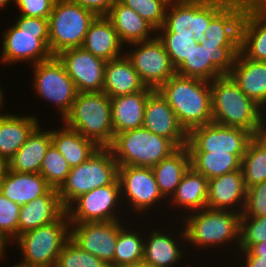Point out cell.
Here are the masks:
<instances>
[{"label": "cell", "instance_id": "db71d44e", "mask_svg": "<svg viewBox=\"0 0 266 267\" xmlns=\"http://www.w3.org/2000/svg\"><path fill=\"white\" fill-rule=\"evenodd\" d=\"M229 2H238L247 6H255L260 0H228Z\"/></svg>", "mask_w": 266, "mask_h": 267}, {"label": "cell", "instance_id": "681fc988", "mask_svg": "<svg viewBox=\"0 0 266 267\" xmlns=\"http://www.w3.org/2000/svg\"><path fill=\"white\" fill-rule=\"evenodd\" d=\"M244 266L245 267H266V254L261 256H245Z\"/></svg>", "mask_w": 266, "mask_h": 267}, {"label": "cell", "instance_id": "836d02e7", "mask_svg": "<svg viewBox=\"0 0 266 267\" xmlns=\"http://www.w3.org/2000/svg\"><path fill=\"white\" fill-rule=\"evenodd\" d=\"M178 244L172 235L152 230L144 241L143 263L150 267H174L184 255Z\"/></svg>", "mask_w": 266, "mask_h": 267}, {"label": "cell", "instance_id": "f6af8a7d", "mask_svg": "<svg viewBox=\"0 0 266 267\" xmlns=\"http://www.w3.org/2000/svg\"><path fill=\"white\" fill-rule=\"evenodd\" d=\"M262 242H266V217H247L242 214L239 250H249Z\"/></svg>", "mask_w": 266, "mask_h": 267}, {"label": "cell", "instance_id": "c3c4849f", "mask_svg": "<svg viewBox=\"0 0 266 267\" xmlns=\"http://www.w3.org/2000/svg\"><path fill=\"white\" fill-rule=\"evenodd\" d=\"M85 9L94 12L97 16H106L117 0H69Z\"/></svg>", "mask_w": 266, "mask_h": 267}, {"label": "cell", "instance_id": "9c48e42d", "mask_svg": "<svg viewBox=\"0 0 266 267\" xmlns=\"http://www.w3.org/2000/svg\"><path fill=\"white\" fill-rule=\"evenodd\" d=\"M97 15L69 0H56L48 18L49 49L53 56L82 47L90 24Z\"/></svg>", "mask_w": 266, "mask_h": 267}, {"label": "cell", "instance_id": "74e56055", "mask_svg": "<svg viewBox=\"0 0 266 267\" xmlns=\"http://www.w3.org/2000/svg\"><path fill=\"white\" fill-rule=\"evenodd\" d=\"M158 39L163 43L172 65L177 69L190 55L199 42L194 38L193 30L157 31ZM161 34V35H160Z\"/></svg>", "mask_w": 266, "mask_h": 267}, {"label": "cell", "instance_id": "d6a6232c", "mask_svg": "<svg viewBox=\"0 0 266 267\" xmlns=\"http://www.w3.org/2000/svg\"><path fill=\"white\" fill-rule=\"evenodd\" d=\"M208 199V179L191 166L183 175L181 182L171 197L170 203L191 212L204 209Z\"/></svg>", "mask_w": 266, "mask_h": 267}, {"label": "cell", "instance_id": "7bdbcfd3", "mask_svg": "<svg viewBox=\"0 0 266 267\" xmlns=\"http://www.w3.org/2000/svg\"><path fill=\"white\" fill-rule=\"evenodd\" d=\"M191 17H193V0L170 1L163 26L157 31L187 30L190 27Z\"/></svg>", "mask_w": 266, "mask_h": 267}, {"label": "cell", "instance_id": "1f68e13d", "mask_svg": "<svg viewBox=\"0 0 266 267\" xmlns=\"http://www.w3.org/2000/svg\"><path fill=\"white\" fill-rule=\"evenodd\" d=\"M189 167L190 154L186 146L178 148L152 167L156 183L165 199L170 195L172 197Z\"/></svg>", "mask_w": 266, "mask_h": 267}, {"label": "cell", "instance_id": "9a60e30c", "mask_svg": "<svg viewBox=\"0 0 266 267\" xmlns=\"http://www.w3.org/2000/svg\"><path fill=\"white\" fill-rule=\"evenodd\" d=\"M122 223L118 220L71 223L70 238L81 249L103 260L109 266L114 261Z\"/></svg>", "mask_w": 266, "mask_h": 267}, {"label": "cell", "instance_id": "ffe728a7", "mask_svg": "<svg viewBox=\"0 0 266 267\" xmlns=\"http://www.w3.org/2000/svg\"><path fill=\"white\" fill-rule=\"evenodd\" d=\"M229 76L249 99L266 111V62L250 60L239 52Z\"/></svg>", "mask_w": 266, "mask_h": 267}, {"label": "cell", "instance_id": "52a82bcc", "mask_svg": "<svg viewBox=\"0 0 266 267\" xmlns=\"http://www.w3.org/2000/svg\"><path fill=\"white\" fill-rule=\"evenodd\" d=\"M118 163L108 147H99L82 164L72 167L66 181L58 189L66 209L79 196L101 186L112 184L118 178Z\"/></svg>", "mask_w": 266, "mask_h": 267}, {"label": "cell", "instance_id": "f546056e", "mask_svg": "<svg viewBox=\"0 0 266 267\" xmlns=\"http://www.w3.org/2000/svg\"><path fill=\"white\" fill-rule=\"evenodd\" d=\"M38 125L26 139L23 146L8 162V169L14 172L39 173L47 149L52 144L51 130L42 131Z\"/></svg>", "mask_w": 266, "mask_h": 267}, {"label": "cell", "instance_id": "8d00e7d4", "mask_svg": "<svg viewBox=\"0 0 266 267\" xmlns=\"http://www.w3.org/2000/svg\"><path fill=\"white\" fill-rule=\"evenodd\" d=\"M132 231L130 229L126 230L125 225L119 230L114 261L109 267L134 265L143 262L145 239L141 237L139 232Z\"/></svg>", "mask_w": 266, "mask_h": 267}, {"label": "cell", "instance_id": "e575fe53", "mask_svg": "<svg viewBox=\"0 0 266 267\" xmlns=\"http://www.w3.org/2000/svg\"><path fill=\"white\" fill-rule=\"evenodd\" d=\"M241 171L246 188L266 181V133L253 136L248 142Z\"/></svg>", "mask_w": 266, "mask_h": 267}, {"label": "cell", "instance_id": "9f6ffc18", "mask_svg": "<svg viewBox=\"0 0 266 267\" xmlns=\"http://www.w3.org/2000/svg\"><path fill=\"white\" fill-rule=\"evenodd\" d=\"M118 267H150L145 263H139V264H134V265H125V266H118Z\"/></svg>", "mask_w": 266, "mask_h": 267}, {"label": "cell", "instance_id": "ba28073f", "mask_svg": "<svg viewBox=\"0 0 266 267\" xmlns=\"http://www.w3.org/2000/svg\"><path fill=\"white\" fill-rule=\"evenodd\" d=\"M71 223L66 211L55 221L26 231L15 239L23 261L33 267H55L64 244L70 239Z\"/></svg>", "mask_w": 266, "mask_h": 267}, {"label": "cell", "instance_id": "f35d334b", "mask_svg": "<svg viewBox=\"0 0 266 267\" xmlns=\"http://www.w3.org/2000/svg\"><path fill=\"white\" fill-rule=\"evenodd\" d=\"M70 170L71 167L63 155L51 144L46 151L39 173L52 188L59 189L66 181Z\"/></svg>", "mask_w": 266, "mask_h": 267}, {"label": "cell", "instance_id": "5b68a950", "mask_svg": "<svg viewBox=\"0 0 266 267\" xmlns=\"http://www.w3.org/2000/svg\"><path fill=\"white\" fill-rule=\"evenodd\" d=\"M62 122L99 147H108L114 138L111 98L103 91L77 93L70 112Z\"/></svg>", "mask_w": 266, "mask_h": 267}, {"label": "cell", "instance_id": "2e32d148", "mask_svg": "<svg viewBox=\"0 0 266 267\" xmlns=\"http://www.w3.org/2000/svg\"><path fill=\"white\" fill-rule=\"evenodd\" d=\"M118 180L121 199L129 201L138 213L147 211L164 197L161 194L152 168L139 166H119ZM128 199V200H127Z\"/></svg>", "mask_w": 266, "mask_h": 267}, {"label": "cell", "instance_id": "ac0fdd59", "mask_svg": "<svg viewBox=\"0 0 266 267\" xmlns=\"http://www.w3.org/2000/svg\"><path fill=\"white\" fill-rule=\"evenodd\" d=\"M142 127L170 139L178 148L187 144L188 133L179 124L173 109L158 90L148 96Z\"/></svg>", "mask_w": 266, "mask_h": 267}, {"label": "cell", "instance_id": "816d5d0a", "mask_svg": "<svg viewBox=\"0 0 266 267\" xmlns=\"http://www.w3.org/2000/svg\"><path fill=\"white\" fill-rule=\"evenodd\" d=\"M8 170V162L2 158H0V186L2 184V180Z\"/></svg>", "mask_w": 266, "mask_h": 267}, {"label": "cell", "instance_id": "11a10c76", "mask_svg": "<svg viewBox=\"0 0 266 267\" xmlns=\"http://www.w3.org/2000/svg\"><path fill=\"white\" fill-rule=\"evenodd\" d=\"M6 246L0 241V259H4L5 258V249Z\"/></svg>", "mask_w": 266, "mask_h": 267}, {"label": "cell", "instance_id": "680465c9", "mask_svg": "<svg viewBox=\"0 0 266 267\" xmlns=\"http://www.w3.org/2000/svg\"><path fill=\"white\" fill-rule=\"evenodd\" d=\"M12 267H33V266H31V265H26V264H23V263L19 262V263H16V265H14V266H12Z\"/></svg>", "mask_w": 266, "mask_h": 267}, {"label": "cell", "instance_id": "4fadbf2b", "mask_svg": "<svg viewBox=\"0 0 266 267\" xmlns=\"http://www.w3.org/2000/svg\"><path fill=\"white\" fill-rule=\"evenodd\" d=\"M130 45L135 49L124 53H127L126 56L132 62L140 80L146 87L158 90L176 74V69L172 65L163 43L156 35L149 41L135 42Z\"/></svg>", "mask_w": 266, "mask_h": 267}, {"label": "cell", "instance_id": "83f0119b", "mask_svg": "<svg viewBox=\"0 0 266 267\" xmlns=\"http://www.w3.org/2000/svg\"><path fill=\"white\" fill-rule=\"evenodd\" d=\"M106 17L112 22L123 44L149 41L155 38L152 34L157 30L131 8L123 5L119 0L111 7Z\"/></svg>", "mask_w": 266, "mask_h": 267}, {"label": "cell", "instance_id": "f1b7e54d", "mask_svg": "<svg viewBox=\"0 0 266 267\" xmlns=\"http://www.w3.org/2000/svg\"><path fill=\"white\" fill-rule=\"evenodd\" d=\"M39 125L35 116L0 113V158L9 162Z\"/></svg>", "mask_w": 266, "mask_h": 267}, {"label": "cell", "instance_id": "3957f363", "mask_svg": "<svg viewBox=\"0 0 266 267\" xmlns=\"http://www.w3.org/2000/svg\"><path fill=\"white\" fill-rule=\"evenodd\" d=\"M16 19L15 25L3 33L1 62L12 65L31 61L35 65L51 59L48 19L21 15Z\"/></svg>", "mask_w": 266, "mask_h": 267}, {"label": "cell", "instance_id": "5bb4252c", "mask_svg": "<svg viewBox=\"0 0 266 267\" xmlns=\"http://www.w3.org/2000/svg\"><path fill=\"white\" fill-rule=\"evenodd\" d=\"M120 196L118 178L112 184L95 188L79 196L66 208L70 223L119 220L120 217L115 212L119 206L118 202L122 201Z\"/></svg>", "mask_w": 266, "mask_h": 267}, {"label": "cell", "instance_id": "484cf974", "mask_svg": "<svg viewBox=\"0 0 266 267\" xmlns=\"http://www.w3.org/2000/svg\"><path fill=\"white\" fill-rule=\"evenodd\" d=\"M145 87L126 53L106 62L103 92L110 98L133 94Z\"/></svg>", "mask_w": 266, "mask_h": 267}, {"label": "cell", "instance_id": "8992f818", "mask_svg": "<svg viewBox=\"0 0 266 267\" xmlns=\"http://www.w3.org/2000/svg\"><path fill=\"white\" fill-rule=\"evenodd\" d=\"M118 166L154 167L178 147L168 138L143 127L114 134L108 146Z\"/></svg>", "mask_w": 266, "mask_h": 267}, {"label": "cell", "instance_id": "d6986e66", "mask_svg": "<svg viewBox=\"0 0 266 267\" xmlns=\"http://www.w3.org/2000/svg\"><path fill=\"white\" fill-rule=\"evenodd\" d=\"M247 188L241 169L208 180L207 206L211 209L241 213L246 202ZM235 207V210L233 207ZM240 207L241 209H236ZM232 208V209H231Z\"/></svg>", "mask_w": 266, "mask_h": 267}, {"label": "cell", "instance_id": "d4e9b609", "mask_svg": "<svg viewBox=\"0 0 266 267\" xmlns=\"http://www.w3.org/2000/svg\"><path fill=\"white\" fill-rule=\"evenodd\" d=\"M123 45L112 22L106 16H97L90 24L82 48L110 61L125 54L121 49L124 48Z\"/></svg>", "mask_w": 266, "mask_h": 267}, {"label": "cell", "instance_id": "44dd1931", "mask_svg": "<svg viewBox=\"0 0 266 267\" xmlns=\"http://www.w3.org/2000/svg\"><path fill=\"white\" fill-rule=\"evenodd\" d=\"M248 6L228 2L210 21L204 39L199 43L240 45V26Z\"/></svg>", "mask_w": 266, "mask_h": 267}, {"label": "cell", "instance_id": "e0dca14e", "mask_svg": "<svg viewBox=\"0 0 266 267\" xmlns=\"http://www.w3.org/2000/svg\"><path fill=\"white\" fill-rule=\"evenodd\" d=\"M57 57L64 64L78 93L103 91L106 60L82 47L64 50Z\"/></svg>", "mask_w": 266, "mask_h": 267}, {"label": "cell", "instance_id": "b9f144b4", "mask_svg": "<svg viewBox=\"0 0 266 267\" xmlns=\"http://www.w3.org/2000/svg\"><path fill=\"white\" fill-rule=\"evenodd\" d=\"M20 210L19 204L12 202L0 192V241L5 246L19 235Z\"/></svg>", "mask_w": 266, "mask_h": 267}, {"label": "cell", "instance_id": "ab89813d", "mask_svg": "<svg viewBox=\"0 0 266 267\" xmlns=\"http://www.w3.org/2000/svg\"><path fill=\"white\" fill-rule=\"evenodd\" d=\"M228 0H193V17L189 29L193 30L194 38L200 42L211 19L228 3Z\"/></svg>", "mask_w": 266, "mask_h": 267}, {"label": "cell", "instance_id": "cb8c5ba5", "mask_svg": "<svg viewBox=\"0 0 266 267\" xmlns=\"http://www.w3.org/2000/svg\"><path fill=\"white\" fill-rule=\"evenodd\" d=\"M52 187L40 173H22L7 170L0 192L20 206L45 195Z\"/></svg>", "mask_w": 266, "mask_h": 267}, {"label": "cell", "instance_id": "7a4b0ae2", "mask_svg": "<svg viewBox=\"0 0 266 267\" xmlns=\"http://www.w3.org/2000/svg\"><path fill=\"white\" fill-rule=\"evenodd\" d=\"M158 91L187 133L195 127L212 122L209 81L175 74Z\"/></svg>", "mask_w": 266, "mask_h": 267}, {"label": "cell", "instance_id": "f5cc1de1", "mask_svg": "<svg viewBox=\"0 0 266 267\" xmlns=\"http://www.w3.org/2000/svg\"><path fill=\"white\" fill-rule=\"evenodd\" d=\"M254 7L266 18V0H260Z\"/></svg>", "mask_w": 266, "mask_h": 267}, {"label": "cell", "instance_id": "6f0895ef", "mask_svg": "<svg viewBox=\"0 0 266 267\" xmlns=\"http://www.w3.org/2000/svg\"><path fill=\"white\" fill-rule=\"evenodd\" d=\"M3 102H4V95H3L2 88L0 87V109L3 106Z\"/></svg>", "mask_w": 266, "mask_h": 267}, {"label": "cell", "instance_id": "7402d4cb", "mask_svg": "<svg viewBox=\"0 0 266 267\" xmlns=\"http://www.w3.org/2000/svg\"><path fill=\"white\" fill-rule=\"evenodd\" d=\"M65 211L58 189L51 188L45 195L21 206L19 235L57 220Z\"/></svg>", "mask_w": 266, "mask_h": 267}, {"label": "cell", "instance_id": "d590c367", "mask_svg": "<svg viewBox=\"0 0 266 267\" xmlns=\"http://www.w3.org/2000/svg\"><path fill=\"white\" fill-rule=\"evenodd\" d=\"M190 166L208 180L241 169L242 160L232 153L189 152Z\"/></svg>", "mask_w": 266, "mask_h": 267}, {"label": "cell", "instance_id": "7dc6e473", "mask_svg": "<svg viewBox=\"0 0 266 267\" xmlns=\"http://www.w3.org/2000/svg\"><path fill=\"white\" fill-rule=\"evenodd\" d=\"M56 0H16L21 16L48 19Z\"/></svg>", "mask_w": 266, "mask_h": 267}, {"label": "cell", "instance_id": "4dcf8cb0", "mask_svg": "<svg viewBox=\"0 0 266 267\" xmlns=\"http://www.w3.org/2000/svg\"><path fill=\"white\" fill-rule=\"evenodd\" d=\"M64 126L60 130H51L52 144L72 168L85 162L99 146L76 130Z\"/></svg>", "mask_w": 266, "mask_h": 267}, {"label": "cell", "instance_id": "7c38bea8", "mask_svg": "<svg viewBox=\"0 0 266 267\" xmlns=\"http://www.w3.org/2000/svg\"><path fill=\"white\" fill-rule=\"evenodd\" d=\"M253 135L245 129L214 122L188 132L186 147L189 152L236 154L241 160Z\"/></svg>", "mask_w": 266, "mask_h": 267}, {"label": "cell", "instance_id": "f907efd6", "mask_svg": "<svg viewBox=\"0 0 266 267\" xmlns=\"http://www.w3.org/2000/svg\"><path fill=\"white\" fill-rule=\"evenodd\" d=\"M245 256H261L266 254V242L253 245L249 250H240Z\"/></svg>", "mask_w": 266, "mask_h": 267}, {"label": "cell", "instance_id": "277c9868", "mask_svg": "<svg viewBox=\"0 0 266 267\" xmlns=\"http://www.w3.org/2000/svg\"><path fill=\"white\" fill-rule=\"evenodd\" d=\"M190 214L183 218L185 229L182 228L179 235L183 237L182 241L184 239L185 242L192 243V246L203 249L208 246H224L231 242L240 244L241 213L205 207Z\"/></svg>", "mask_w": 266, "mask_h": 267}, {"label": "cell", "instance_id": "6da1fadb", "mask_svg": "<svg viewBox=\"0 0 266 267\" xmlns=\"http://www.w3.org/2000/svg\"><path fill=\"white\" fill-rule=\"evenodd\" d=\"M210 88L212 122L245 129L253 136L266 132V113L263 114L264 110L249 99L229 75L215 78Z\"/></svg>", "mask_w": 266, "mask_h": 267}, {"label": "cell", "instance_id": "30bf717a", "mask_svg": "<svg viewBox=\"0 0 266 267\" xmlns=\"http://www.w3.org/2000/svg\"><path fill=\"white\" fill-rule=\"evenodd\" d=\"M239 52L240 45L199 43L176 69V74L211 82L230 74Z\"/></svg>", "mask_w": 266, "mask_h": 267}, {"label": "cell", "instance_id": "603a6c76", "mask_svg": "<svg viewBox=\"0 0 266 267\" xmlns=\"http://www.w3.org/2000/svg\"><path fill=\"white\" fill-rule=\"evenodd\" d=\"M154 90L145 87L142 91L111 98V116L114 134L143 126L148 96Z\"/></svg>", "mask_w": 266, "mask_h": 267}, {"label": "cell", "instance_id": "ee69618b", "mask_svg": "<svg viewBox=\"0 0 266 267\" xmlns=\"http://www.w3.org/2000/svg\"><path fill=\"white\" fill-rule=\"evenodd\" d=\"M131 8L156 30L163 26L166 9L170 0H119Z\"/></svg>", "mask_w": 266, "mask_h": 267}, {"label": "cell", "instance_id": "bcb514c9", "mask_svg": "<svg viewBox=\"0 0 266 267\" xmlns=\"http://www.w3.org/2000/svg\"><path fill=\"white\" fill-rule=\"evenodd\" d=\"M242 214L247 217H266V181L247 188Z\"/></svg>", "mask_w": 266, "mask_h": 267}, {"label": "cell", "instance_id": "91938a15", "mask_svg": "<svg viewBox=\"0 0 266 267\" xmlns=\"http://www.w3.org/2000/svg\"><path fill=\"white\" fill-rule=\"evenodd\" d=\"M9 0H0V10L3 8V6L7 5Z\"/></svg>", "mask_w": 266, "mask_h": 267}, {"label": "cell", "instance_id": "8fae6325", "mask_svg": "<svg viewBox=\"0 0 266 267\" xmlns=\"http://www.w3.org/2000/svg\"><path fill=\"white\" fill-rule=\"evenodd\" d=\"M33 84L35 94L55 104L62 119L70 112L77 96V89L67 74L64 64L53 56L34 65Z\"/></svg>", "mask_w": 266, "mask_h": 267}, {"label": "cell", "instance_id": "60d3db41", "mask_svg": "<svg viewBox=\"0 0 266 267\" xmlns=\"http://www.w3.org/2000/svg\"><path fill=\"white\" fill-rule=\"evenodd\" d=\"M55 267H109L103 260L81 249L70 238L57 257Z\"/></svg>", "mask_w": 266, "mask_h": 267}, {"label": "cell", "instance_id": "4316f807", "mask_svg": "<svg viewBox=\"0 0 266 267\" xmlns=\"http://www.w3.org/2000/svg\"><path fill=\"white\" fill-rule=\"evenodd\" d=\"M240 52L253 61L266 62V18L248 6L240 26Z\"/></svg>", "mask_w": 266, "mask_h": 267}]
</instances>
